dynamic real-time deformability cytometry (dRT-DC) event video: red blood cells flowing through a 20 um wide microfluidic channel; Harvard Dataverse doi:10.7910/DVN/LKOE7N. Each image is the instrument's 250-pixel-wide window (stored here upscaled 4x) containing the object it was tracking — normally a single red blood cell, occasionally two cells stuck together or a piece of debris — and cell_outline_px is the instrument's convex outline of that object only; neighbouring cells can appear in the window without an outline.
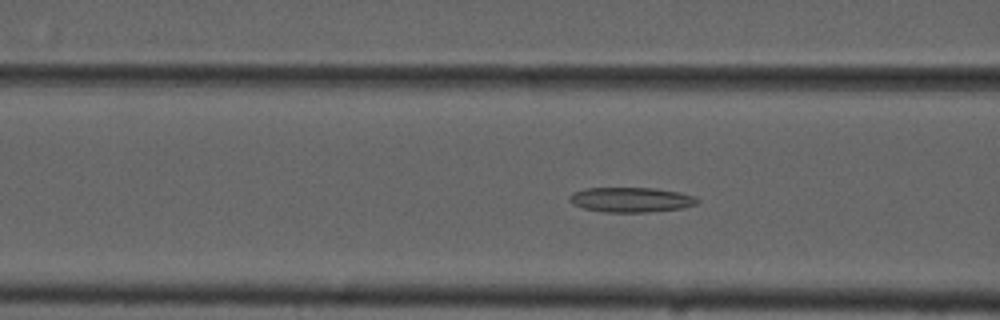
{"species": "common noctule bat (a hibernating species)", "species_latin": "Nyctalus noctula", "temperature_condition": "cold", "stored_images_in_passage": 40, "camera_frame_rate_fps": 3000, "um_per_image_px": 0.085, "animal": {"sex": "male", "forearm_length_mm": 52.5}, "frame": {"image": 1, "passage_image": 6, "time_ms": 1.667, "image_size_px": [1000, 320], "cell_outline_px": [[700, 200], [696, 204], [684, 208], [648, 212], [604, 212], [584, 208], [572, 204], [568, 200], [568, 196], [572, 192], [584, 188], [652, 188], [676, 192], [696, 196]], "centroid_in_image_um": [53.6, 16.98], "position_along_channel_um": 113.0, "area_um2": 18.61}}
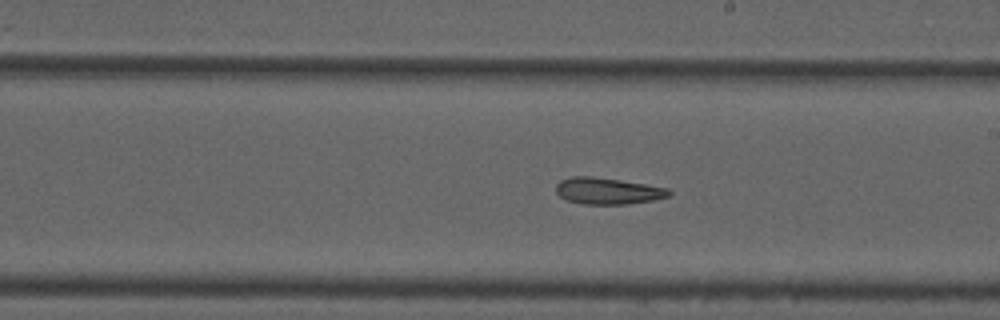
{"frame": {"image": 2, "passage_image": 16, "time_ms": 5.0, "image_size_px": [1000, 320], "cell_outline_px": [[672, 192], [668, 196], [652, 200], [628, 204], [584, 204], [568, 200], [560, 196], [556, 192], [556, 184], [560, 180], [572, 176], [592, 176], [620, 180], [668, 188]], "centroid_in_image_um": [51.63, 16.22], "position_along_channel_um": 237.4, "area_um2": 17.34}}
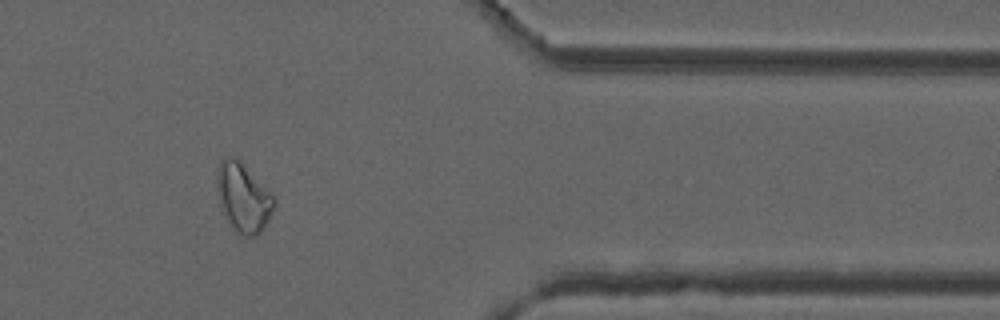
{"frame": {"image": 3, "passage_image": 30, "time_ms": 9.667, "image_size_px": [1000, 320], "cell_outline_px": [[276, 204], [264, 228], [256, 236], [240, 236], [236, 232], [224, 212], [220, 204], [216, 188], [216, 172], [220, 160], [228, 156], [236, 160], [272, 192], [276, 200]], "centroid_in_image_um": [20.68, 16.82], "position_along_channel_um": 390.7, "area_um2": 22.6}}